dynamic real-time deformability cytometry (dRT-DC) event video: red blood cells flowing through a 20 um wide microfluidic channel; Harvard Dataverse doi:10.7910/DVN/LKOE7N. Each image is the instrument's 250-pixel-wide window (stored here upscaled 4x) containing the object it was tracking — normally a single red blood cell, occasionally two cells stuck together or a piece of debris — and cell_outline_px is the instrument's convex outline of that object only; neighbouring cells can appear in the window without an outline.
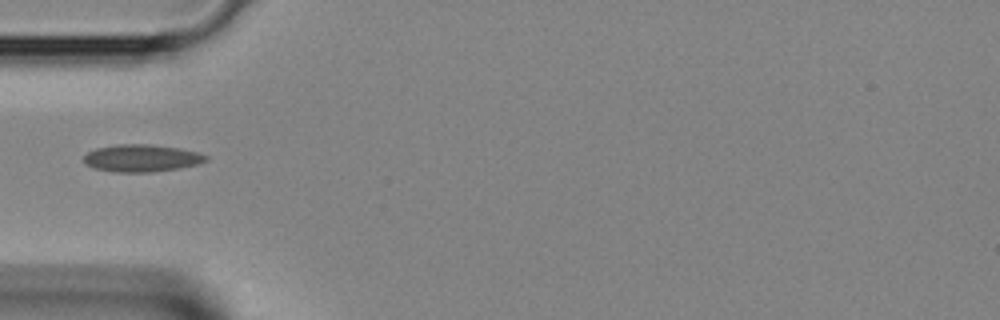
{"species": "Egyptian fruit bat (a non-hibernating species)", "species_latin": "Rousettus aegyptiacus", "temperature_condition": "room temperature", "stored_images_in_passage": 3, "camera_frame_rate_fps": 3000, "um_per_image_px": 0.085, "animal": {"sex": "female"}, "frame": {"image": 1, "passage_image": 3, "time_ms": 0.667, "image_size_px": [1000, 320], "cell_outline_px": [[208, 160], [196, 164], [180, 168], [152, 172], [116, 172], [92, 168], [84, 164], [84, 156], [88, 152], [96, 148], [116, 144], [148, 144], [180, 148], [196, 152], [208, 156]], "centroid_in_image_um": [12.0, 13.44], "position_along_channel_um": 73.0, "area_um2": 19.48}}